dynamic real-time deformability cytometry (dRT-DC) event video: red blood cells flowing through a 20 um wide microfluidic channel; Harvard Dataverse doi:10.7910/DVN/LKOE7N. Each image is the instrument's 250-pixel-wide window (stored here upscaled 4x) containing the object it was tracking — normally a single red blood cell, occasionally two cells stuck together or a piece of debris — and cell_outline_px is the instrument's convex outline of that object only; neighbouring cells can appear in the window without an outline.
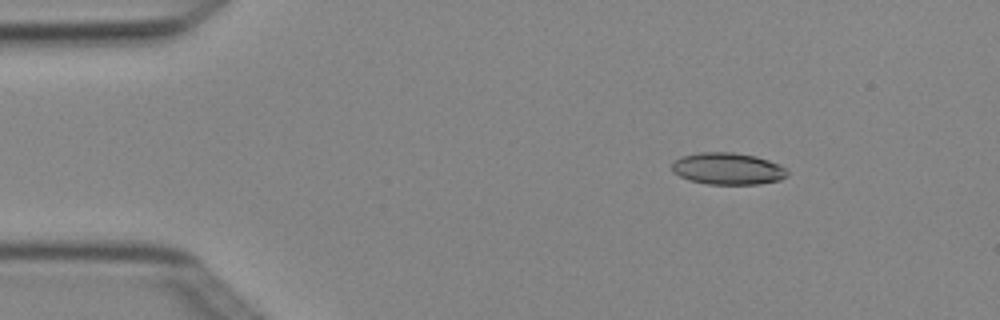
{"species": "Egyptian fruit bat (a non-hibernating species)", "species_latin": "Rousettus aegyptiacus", "temperature_condition": "cold", "stored_images_in_passage": 7, "camera_frame_rate_fps": 3000, "um_per_image_px": 0.085, "animal": {"sex": "female"}, "frame": {"image": 1, "passage_image": 2, "time_ms": 0.333, "image_size_px": [1000, 320], "cell_outline_px": [[788, 176], [780, 180], [760, 184], [708, 184], [688, 180], [672, 172], [672, 164], [680, 156], [700, 152], [732, 152], [756, 156], [780, 164], [788, 168]], "centroid_in_image_um": [61.89, 14.34], "position_along_channel_um": 23.1, "area_um2": 21.68}}
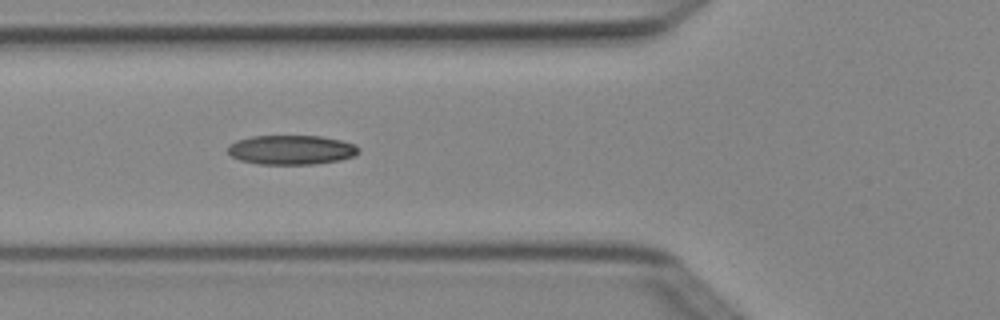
{"frame": {"image": 2, "passage_image": 5, "time_ms": 1.333, "image_size_px": [1000, 320], "cell_outline_px": [[360, 152], [356, 156], [340, 160], [312, 164], [260, 164], [240, 160], [232, 156], [228, 152], [228, 144], [236, 140], [252, 136], [320, 136], [340, 140], [356, 144], [360, 148]], "centroid_in_image_um": [24.79, 12.73], "position_along_channel_um": 101.0, "area_um2": 22.54}}
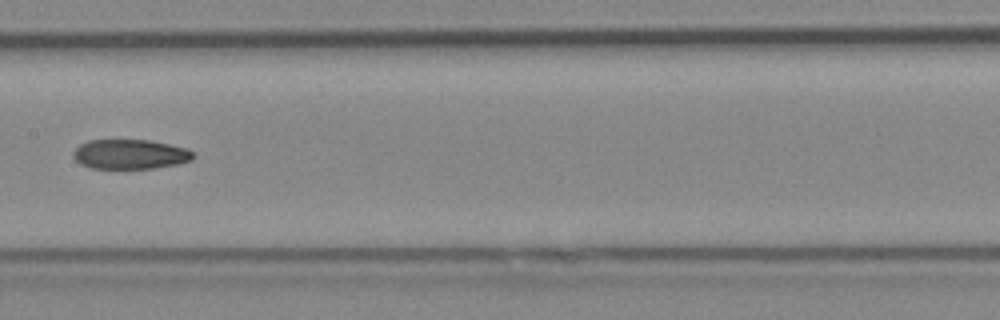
{"frame": {"image": 3, "passage_image": 7, "time_ms": 2.0, "image_size_px": [1000, 320], "cell_outline_px": [[196, 156], [192, 160], [176, 164], [152, 168], [88, 168], [80, 164], [72, 156], [72, 152], [80, 144], [88, 140], [148, 140], [188, 148]], "centroid_in_image_um": [11.04, 13.11], "position_along_channel_um": 196.4, "area_um2": 20.75}}